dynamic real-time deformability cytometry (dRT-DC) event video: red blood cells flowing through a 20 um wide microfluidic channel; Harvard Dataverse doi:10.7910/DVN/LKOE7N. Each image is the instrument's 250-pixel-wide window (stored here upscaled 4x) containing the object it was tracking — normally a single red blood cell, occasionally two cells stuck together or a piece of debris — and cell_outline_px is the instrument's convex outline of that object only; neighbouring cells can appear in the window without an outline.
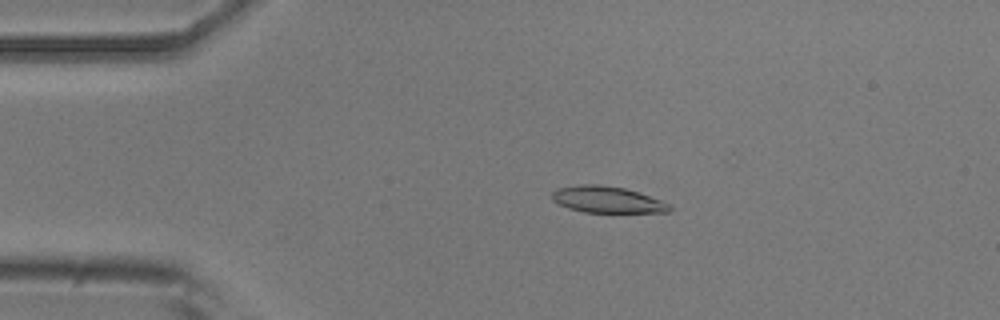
{"species": "common noctule bat (a hibernating species)", "species_latin": "Nyctalus noctula", "temperature_condition": "room temperature", "stored_images_in_passage": 22, "camera_frame_rate_fps": 3000, "um_per_image_px": 0.085, "animal": {"sex": "male", "body_mass_g": 20.5, "forearm_length_mm": 52.5}, "frame": {"image": 1, "passage_image": 11, "time_ms": 3.333, "image_size_px": [1000, 320], "cell_outline_px": [[672, 208], [668, 212], [584, 212], [568, 208], [552, 200], [552, 192], [556, 188], [580, 184], [600, 184], [624, 188], [660, 200], [668, 204]], "centroid_in_image_um": [51.55, 16.96], "position_along_channel_um": 33.4, "area_um2": 17.92}}
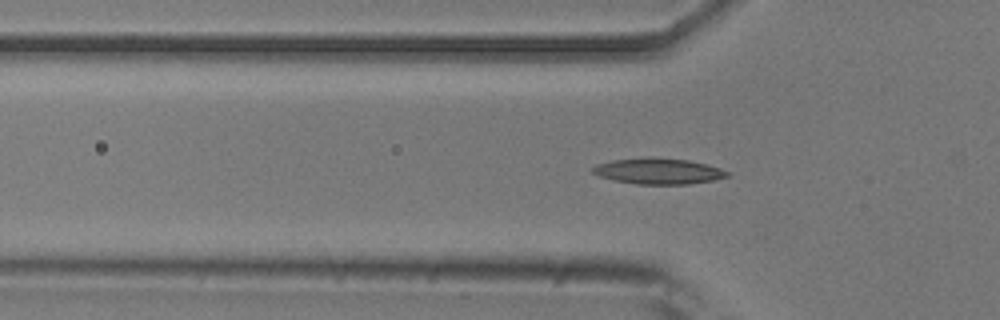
{"frame": {"image": 2, "passage_image": 17, "time_ms": 5.333, "image_size_px": [1000, 320], "cell_outline_px": [[728, 176], [712, 180], [688, 184], [636, 184], [616, 180], [600, 176], [592, 172], [592, 168], [596, 164], [612, 160], [640, 156], [652, 156], [688, 160], [720, 168], [728, 172]], "centroid_in_image_um": [55.91, 14.52], "position_along_channel_um": 69.9, "area_um2": 20.35}}
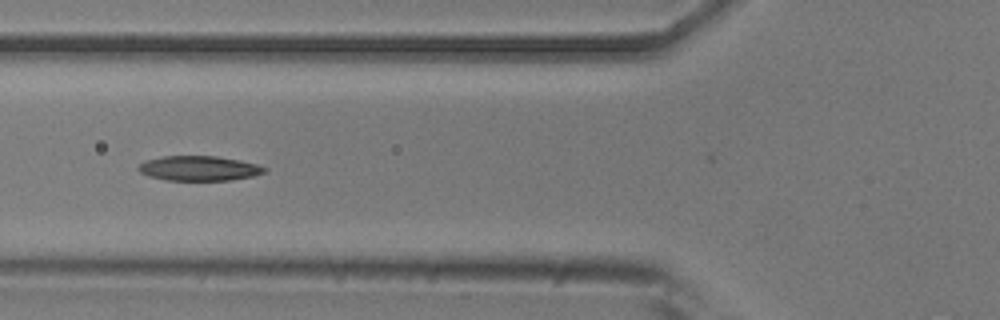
{"frame": {"image": 3, "passage_image": 20, "time_ms": 6.333, "image_size_px": [1000, 320], "cell_outline_px": [[268, 168], [264, 172], [252, 176], [232, 180], [164, 180], [148, 176], [140, 172], [136, 168], [144, 160], [164, 156], [216, 156], [240, 160], [256, 164]], "centroid_in_image_um": [16.88, 14.3], "position_along_channel_um": 108.9, "area_um2": 18.26}}